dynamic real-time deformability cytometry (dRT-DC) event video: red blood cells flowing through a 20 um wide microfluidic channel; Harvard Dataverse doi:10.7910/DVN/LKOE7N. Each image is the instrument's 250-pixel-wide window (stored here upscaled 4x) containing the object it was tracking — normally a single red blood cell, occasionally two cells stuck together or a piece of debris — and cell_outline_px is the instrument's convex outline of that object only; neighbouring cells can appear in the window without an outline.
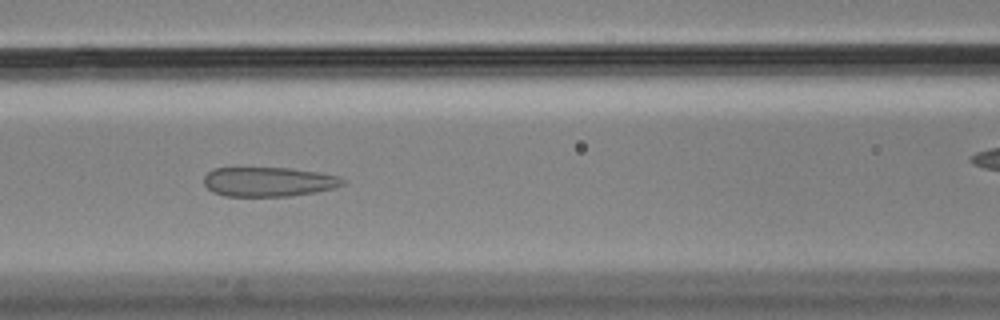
{"species": "Egyptian fruit bat (a non-hibernating species)", "species_latin": "Rousettus aegyptiacus", "temperature_condition": "cold", "stored_images_in_passage": 10, "camera_frame_rate_fps": 3000, "um_per_image_px": 0.085, "animal": {"sex": "male"}, "frame": {"image": 1, "passage_image": 7, "time_ms": 2.0, "image_size_px": [1000, 320], "cell_outline_px": [[344, 184], [336, 188], [316, 192], [288, 196], [224, 196], [212, 192], [204, 184], [204, 176], [208, 172], [216, 168], [288, 168], [316, 172], [340, 176], [344, 180]], "centroid_in_image_um": [22.83, 15.46], "position_along_channel_um": 143.8, "area_um2": 23.81}}